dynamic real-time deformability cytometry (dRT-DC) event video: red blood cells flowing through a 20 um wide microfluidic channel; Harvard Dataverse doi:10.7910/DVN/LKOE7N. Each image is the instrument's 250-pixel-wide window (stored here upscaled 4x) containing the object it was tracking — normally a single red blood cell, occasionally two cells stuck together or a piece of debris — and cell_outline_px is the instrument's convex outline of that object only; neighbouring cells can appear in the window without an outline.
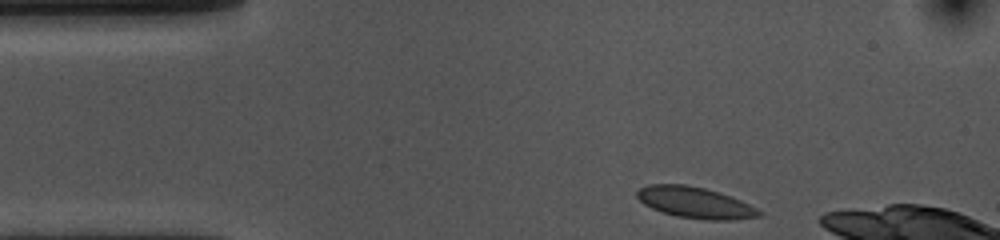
{"species": "common noctule bat (a hibernating species)", "species_latin": "Nyctalus noctula", "temperature_condition": "cold", "stored_images_in_passage": 36, "camera_frame_rate_fps": 3000, "um_per_image_px": 0.085, "animal": {"sex": "female", "body_mass_g": 10.0, "forearm_length_mm": 53.1}, "frame": {"image": 1, "passage_image": 1, "time_ms": 0.0, "image_size_px": [1000, 240], "cell_outline_px": [[764, 212], [760, 216], [732, 220], [704, 220], [676, 216], [660, 212], [644, 204], [636, 196], [636, 192], [640, 188], [648, 184], [684, 184], [704, 188], [740, 200]], "centroid_in_image_um": [59.05, 17.23], "position_along_channel_um": 25.9, "area_um2": 22.08}}
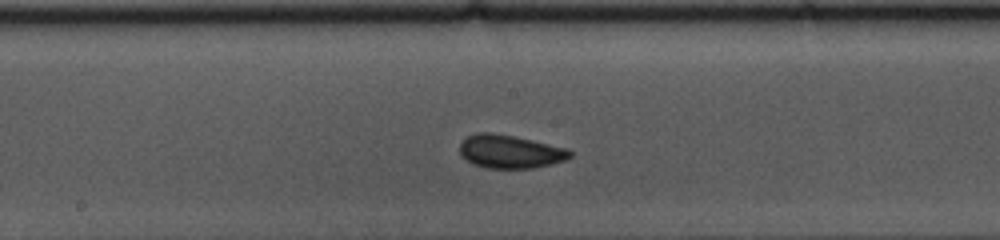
{"frame": {"image": 2, "passage_image": 20, "time_ms": 6.333, "image_size_px": [1000, 240], "cell_outline_px": [[572, 156], [568, 160], [532, 168], [488, 168], [472, 164], [460, 156], [460, 144], [468, 136], [476, 132], [492, 132], [532, 140], [568, 148], [572, 152]], "centroid_in_image_um": [43.36, 12.89], "position_along_channel_um": 204.8, "area_um2": 21.5}}
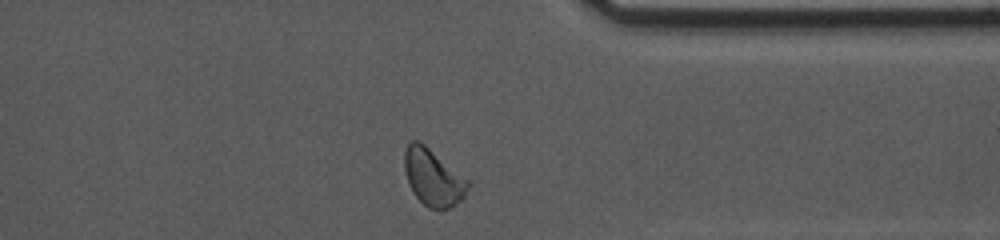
{"frame": {"image": 3, "passage_image": 35, "time_ms": 11.333, "image_size_px": [1000, 240], "cell_outline_px": [[468, 188], [464, 196], [456, 204], [448, 208], [428, 208], [412, 192], [408, 184], [404, 168], [404, 152], [408, 144], [412, 140], [416, 140], [424, 144], [468, 180]], "centroid_in_image_um": [36.78, 15.08], "position_along_channel_um": 374.6, "area_um2": 20.58}, "authors_computed_cell_mechanics": {"area_um2": 20.7213, "velocity_mm_per_s": 3.5561, "shape_relaxation_time_tau1_ms": 2.5764, "shape_relaxation_time_tau2_ms": 1.543, "deformation_change_tau1": 0.0676, "deformation_change_tau2": 0.0342}}